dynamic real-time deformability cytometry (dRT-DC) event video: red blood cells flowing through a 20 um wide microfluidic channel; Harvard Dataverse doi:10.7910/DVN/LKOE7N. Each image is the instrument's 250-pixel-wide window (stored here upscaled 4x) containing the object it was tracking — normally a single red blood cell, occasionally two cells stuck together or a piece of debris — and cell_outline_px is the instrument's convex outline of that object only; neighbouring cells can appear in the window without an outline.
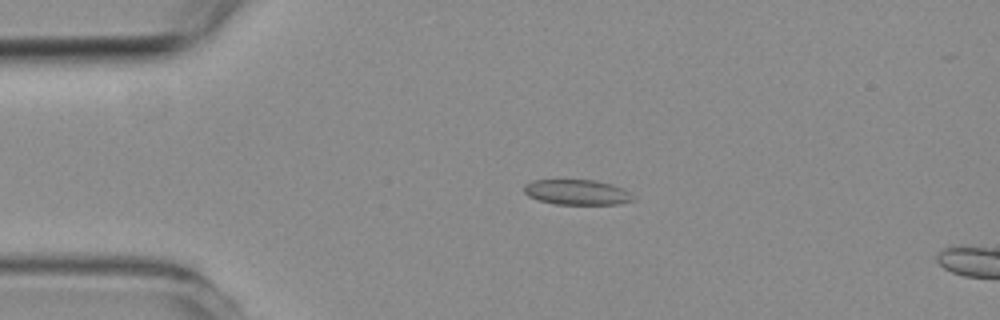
{"species": "common noctule bat (a hibernating species)", "species_latin": "Nyctalus noctula", "temperature_condition": "room temperature", "stored_images_in_passage": 5, "camera_frame_rate_fps": 3000, "um_per_image_px": 0.085, "animal": {"sex": "female", "body_mass_g": 19.3, "forearm_length_mm": 54.1}, "frame": {"image": 1, "passage_image": 4, "time_ms": 3.667, "image_size_px": [1000, 320], "cell_outline_px": [[636, 200], [620, 204], [556, 204], [540, 200], [528, 196], [524, 192], [524, 184], [532, 180], [596, 180], [612, 184], [624, 188]], "centroid_in_image_um": [49.06, 16.33], "position_along_channel_um": 35.9, "area_um2": 16.07}}